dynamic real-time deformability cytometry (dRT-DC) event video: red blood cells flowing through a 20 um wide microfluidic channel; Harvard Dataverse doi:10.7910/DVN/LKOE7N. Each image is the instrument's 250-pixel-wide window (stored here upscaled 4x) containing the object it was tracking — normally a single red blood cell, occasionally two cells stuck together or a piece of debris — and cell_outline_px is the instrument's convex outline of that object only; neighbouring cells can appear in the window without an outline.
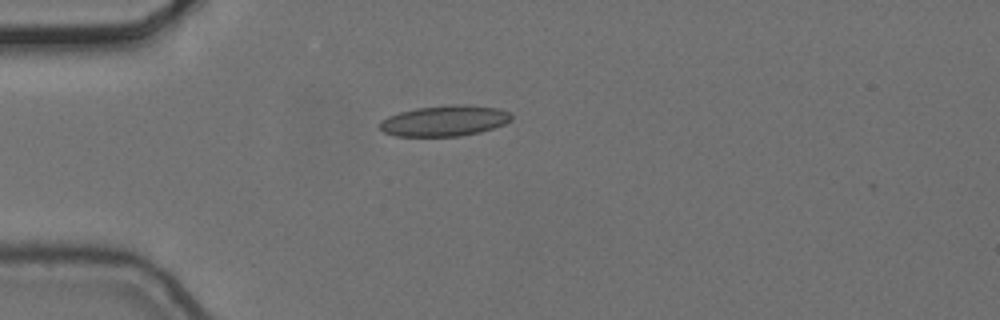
{"species": "common noctule bat (a hibernating species)", "species_latin": "Nyctalus noctula", "temperature_condition": "cold", "stored_images_in_passage": 1, "camera_frame_rate_fps": 3000, "um_per_image_px": 0.085, "animal": {"sex": "female", "body_mass_g": 24.6, "forearm_length_mm": 56.2}, "frame": {"image": 1, "passage_image": 1, "time_ms": 0.0, "image_size_px": [1000, 320], "cell_outline_px": [[512, 120], [504, 124], [480, 132], [460, 136], [396, 136], [384, 132], [380, 128], [380, 120], [388, 116], [400, 112], [416, 108], [452, 104], [464, 104], [500, 108], [508, 112], [512, 116]], "centroid_in_image_um": [37.79, 10.26], "position_along_channel_um": 47.2, "area_um2": 23.64}}